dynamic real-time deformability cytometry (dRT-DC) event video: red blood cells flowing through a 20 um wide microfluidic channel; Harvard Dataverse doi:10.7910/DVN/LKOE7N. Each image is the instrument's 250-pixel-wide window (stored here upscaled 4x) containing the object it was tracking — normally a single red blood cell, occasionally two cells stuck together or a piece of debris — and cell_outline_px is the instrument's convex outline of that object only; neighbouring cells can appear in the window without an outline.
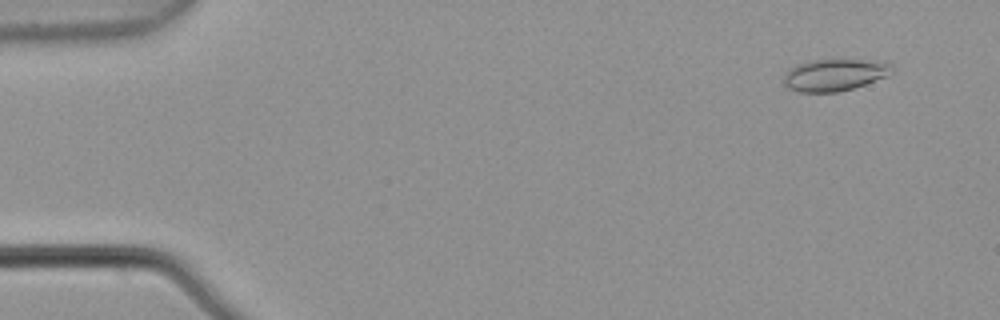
{"species": "common noctule bat (a hibernating species)", "species_latin": "Nyctalus noctula", "temperature_condition": "warm", "stored_images_in_passage": 5, "camera_frame_rate_fps": 3000, "um_per_image_px": 0.085, "animal": {"sex": "male", "body_mass_g": 21.5, "forearm_length_mm": 52.0}, "frame": {"image": 1, "passage_image": 2, "time_ms": 0.333, "image_size_px": [1000, 320], "cell_outline_px": [[892, 72], [888, 76], [840, 92], [800, 92], [788, 88], [784, 84], [784, 76], [796, 64], [808, 60], [832, 56], [888, 60], [892, 64]], "centroid_in_image_um": [71.02, 6.28], "position_along_channel_um": 14.0, "area_um2": 21.39}}